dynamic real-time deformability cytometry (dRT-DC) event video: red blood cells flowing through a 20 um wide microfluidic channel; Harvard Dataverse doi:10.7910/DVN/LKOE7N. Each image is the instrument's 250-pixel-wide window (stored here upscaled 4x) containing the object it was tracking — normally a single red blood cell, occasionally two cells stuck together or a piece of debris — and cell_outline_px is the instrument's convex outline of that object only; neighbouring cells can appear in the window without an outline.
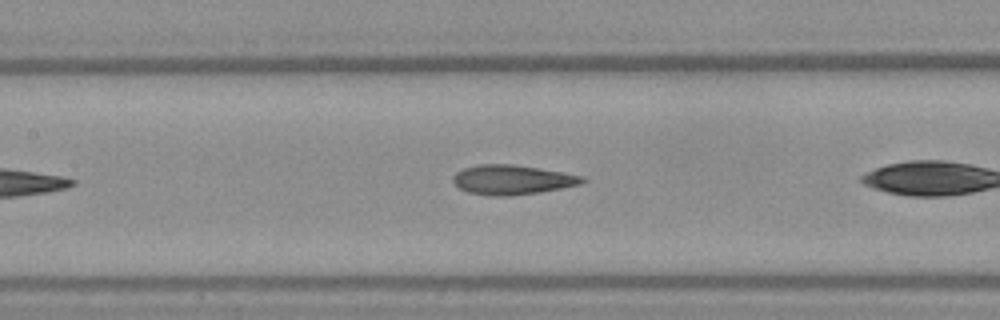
{"species": "Egyptian fruit bat (a non-hibernating species)", "species_latin": "Rousettus aegyptiacus", "temperature_condition": "warm", "stored_images_in_passage": 24, "camera_frame_rate_fps": 3000, "um_per_image_px": 0.085, "frame": {"image": 1, "passage_image": 8, "time_ms": 2.333, "image_size_px": [1000, 320], "cell_outline_px": [[588, 180], [580, 184], [540, 192], [508, 196], [492, 196], [468, 192], [460, 188], [452, 180], [452, 176], [456, 172], [464, 168], [480, 164], [512, 164], [564, 172], [584, 176]], "centroid_in_image_um": [43.55, 15.27], "position_along_channel_um": 163.9, "area_um2": 22.25}}
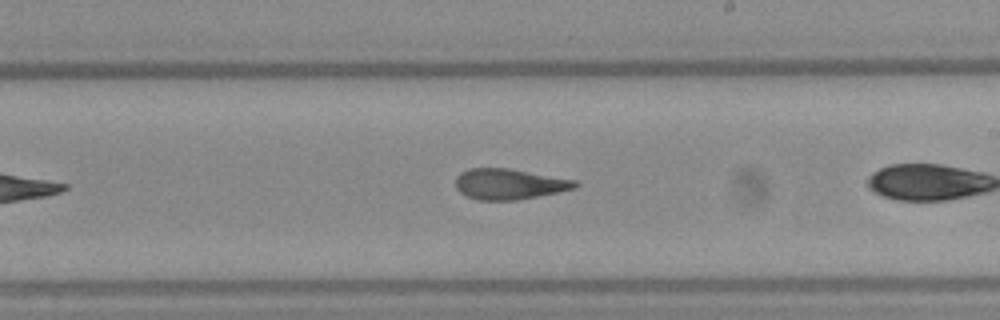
{"frame": {"image": 2, "passage_image": 14, "time_ms": 4.333, "image_size_px": [1000, 320], "cell_outline_px": [[580, 184], [576, 188], [516, 200], [476, 200], [460, 192], [456, 188], [456, 176], [460, 172], [468, 168], [508, 168], [576, 180]], "centroid_in_image_um": [43.26, 15.64], "position_along_channel_um": 245.7, "area_um2": 21.27}}
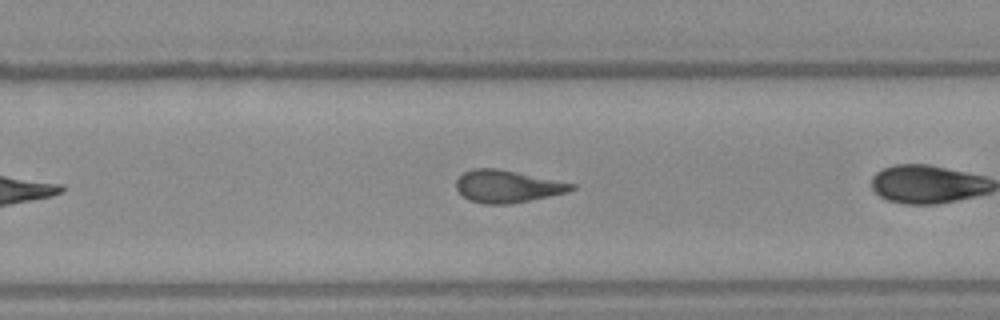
{"frame": {"image": 3, "passage_image": 17, "time_ms": 5.333, "image_size_px": [1000, 320], "cell_outline_px": [[576, 188], [564, 192], [548, 196], [508, 204], [484, 204], [468, 200], [456, 188], [456, 180], [464, 172], [472, 168], [496, 168], [576, 184]], "centroid_in_image_um": [43.07, 15.83], "position_along_channel_um": 286.7, "area_um2": 21.39}}